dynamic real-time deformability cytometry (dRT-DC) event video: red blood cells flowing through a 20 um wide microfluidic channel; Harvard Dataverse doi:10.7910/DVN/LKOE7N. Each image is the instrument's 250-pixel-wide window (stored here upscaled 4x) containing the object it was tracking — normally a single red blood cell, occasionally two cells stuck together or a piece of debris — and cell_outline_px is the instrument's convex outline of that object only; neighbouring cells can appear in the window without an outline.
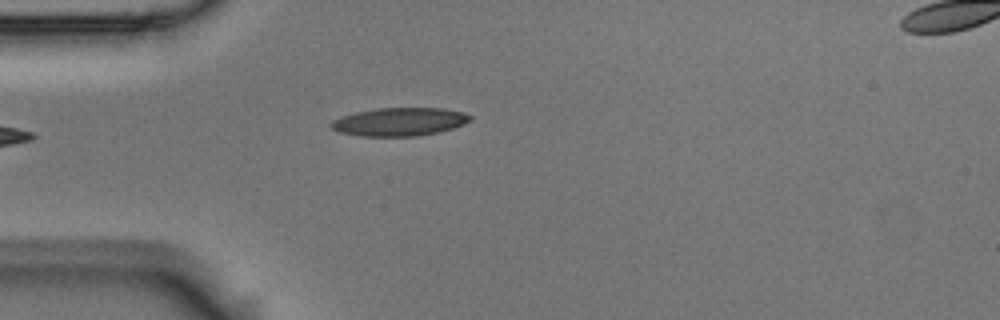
{"species": "Egyptian fruit bat (a non-hibernating species)", "species_latin": "Rousettus aegyptiacus", "temperature_condition": "room temperature", "stored_images_in_passage": 5, "camera_frame_rate_fps": 3000, "um_per_image_px": 0.085, "animal": {"sex": "male"}, "frame": {"image": 1, "passage_image": 4, "time_ms": 1.0, "image_size_px": [1000, 320], "cell_outline_px": [[472, 120], [464, 124], [452, 128], [436, 132], [416, 136], [360, 136], [340, 132], [332, 128], [328, 124], [332, 120], [356, 112], [376, 108], [440, 108], [464, 112], [472, 116]], "centroid_in_image_um": [33.96, 10.35], "position_along_channel_um": 51.0, "area_um2": 22.77}}